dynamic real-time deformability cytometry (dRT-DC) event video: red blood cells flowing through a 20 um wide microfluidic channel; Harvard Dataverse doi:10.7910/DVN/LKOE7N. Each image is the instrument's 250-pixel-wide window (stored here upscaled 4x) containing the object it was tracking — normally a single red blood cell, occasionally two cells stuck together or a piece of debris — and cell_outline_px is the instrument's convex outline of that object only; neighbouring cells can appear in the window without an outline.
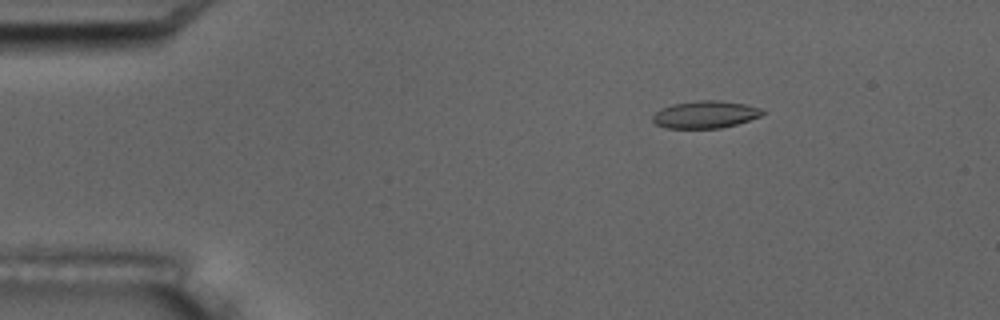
{"species": "common noctule bat (a hibernating species)", "species_latin": "Nyctalus noctula", "temperature_condition": "room temperature", "stored_images_in_passage": 6, "camera_frame_rate_fps": 3000, "um_per_image_px": 0.085, "animal": {"sex": "male", "body_mass_g": 17.5, "forearm_length_mm": 52.3}, "frame": {"image": 1, "passage_image": 3, "time_ms": 2.333, "image_size_px": [1000, 320], "cell_outline_px": [[764, 112], [760, 116], [736, 124], [720, 128], [664, 128], [656, 124], [652, 120], [652, 116], [660, 108], [672, 104], [696, 100], [716, 100], [744, 104], [764, 108]], "centroid_in_image_um": [59.92, 9.73], "position_along_channel_um": 25.1, "area_um2": 17.51}}